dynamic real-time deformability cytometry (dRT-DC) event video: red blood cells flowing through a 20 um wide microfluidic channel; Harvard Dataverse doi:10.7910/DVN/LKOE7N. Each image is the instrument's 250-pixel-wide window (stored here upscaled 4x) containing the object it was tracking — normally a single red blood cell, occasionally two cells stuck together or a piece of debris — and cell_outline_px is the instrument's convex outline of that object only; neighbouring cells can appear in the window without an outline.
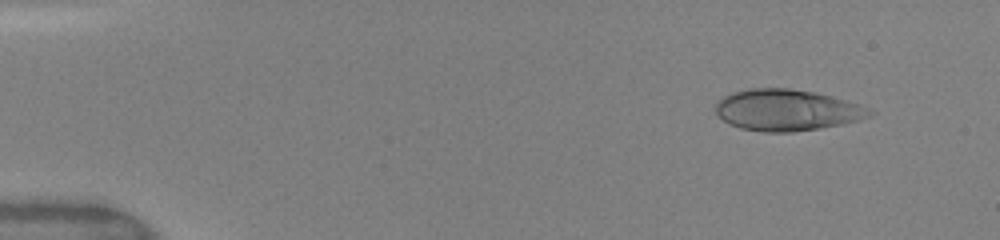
{"species": "human", "species_latin": "Homo sapiens", "temperature_condition": "warm", "stored_images_in_passage": 48, "camera_frame_rate_fps": 3000, "um_per_image_px": 0.085, "donor": {"sex": "female"}, "frame": {"image": 1, "passage_image": 5, "time_ms": 1.333, "image_size_px": [1000, 240], "cell_outline_px": [[876, 112], [872, 116], [840, 124], [820, 128], [792, 132], [764, 132], [740, 128], [728, 124], [716, 112], [716, 104], [724, 96], [732, 92], [748, 88], [792, 88], [816, 92], [844, 100], [868, 108]], "centroid_in_image_um": [66.86, 9.35], "position_along_channel_um": 18.1, "area_um2": 36.93}}
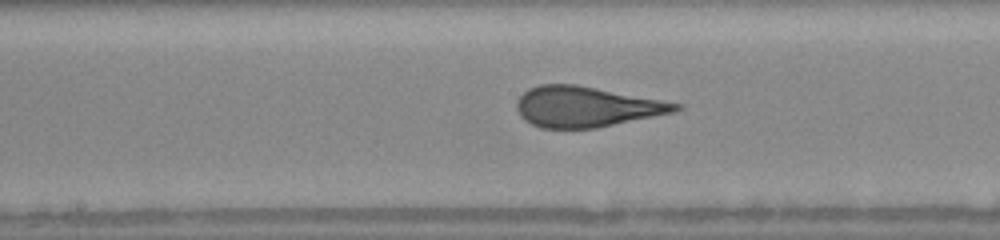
{"frame": {"image": 2, "passage_image": 25, "time_ms": 8.333, "image_size_px": [1000, 240], "cell_outline_px": [[684, 108], [676, 112], [596, 128], [540, 128], [524, 120], [520, 116], [516, 108], [516, 100], [528, 88], [540, 84], [576, 84], [684, 104]], "centroid_in_image_um": [49.84, 9.07], "position_along_channel_um": 198.4, "area_um2": 37.69}}
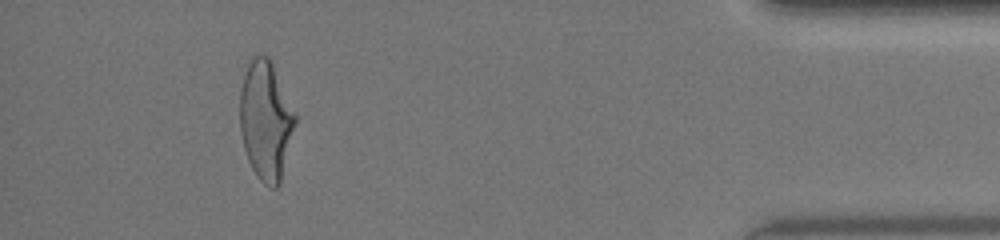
{"frame": {"image": 3, "passage_image": 44, "time_ms": 14.667, "image_size_px": [1000, 240], "cell_outline_px": [[296, 124], [280, 184], [276, 188], [272, 188], [264, 184], [256, 176], [248, 160], [244, 148], [240, 132], [240, 92], [244, 76], [248, 64], [252, 56], [268, 56], [296, 112]], "centroid_in_image_um": [22.6, 10.27], "position_along_channel_um": 412.6, "area_um2": 38.32}, "authors_computed_cell_mechanics": {"area_um2": 37.6567, "velocity_mm_per_s": 4.1672, "shape_relaxation_time_tau1_ms": 5.1629, "shape_relaxation_time_tau2_ms": null, "deformation_change_tau1": 0.208, "deformation_change_tau2": null}}